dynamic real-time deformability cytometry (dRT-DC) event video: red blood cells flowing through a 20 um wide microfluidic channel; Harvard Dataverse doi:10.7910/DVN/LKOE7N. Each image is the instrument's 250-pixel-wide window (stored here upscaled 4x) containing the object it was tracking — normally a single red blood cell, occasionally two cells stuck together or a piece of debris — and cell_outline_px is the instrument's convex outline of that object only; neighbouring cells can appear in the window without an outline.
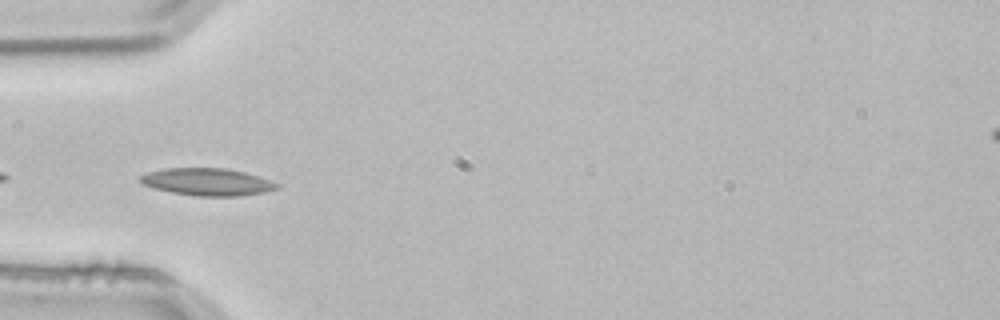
{"species": "common noctule bat (a hibernating species)", "species_latin": "Nyctalus noctula", "temperature_condition": "room temperature", "stored_images_in_passage": 3, "camera_frame_rate_fps": 3000, "um_per_image_px": 0.085, "animal": {"sex": "male", "body_mass_g": 21.5, "forearm_length_mm": 52.0}, "frame": {"image": 1, "passage_image": 3, "time_ms": 0.667, "image_size_px": [1000, 320], "cell_outline_px": [[280, 188], [264, 192], [240, 196], [196, 196], [172, 192], [152, 188], [144, 184], [140, 180], [140, 176], [148, 172], [164, 168], [228, 168], [244, 172], [280, 184]], "centroid_in_image_um": [17.62, 15.46], "position_along_channel_um": 67.4, "area_um2": 21.68}}